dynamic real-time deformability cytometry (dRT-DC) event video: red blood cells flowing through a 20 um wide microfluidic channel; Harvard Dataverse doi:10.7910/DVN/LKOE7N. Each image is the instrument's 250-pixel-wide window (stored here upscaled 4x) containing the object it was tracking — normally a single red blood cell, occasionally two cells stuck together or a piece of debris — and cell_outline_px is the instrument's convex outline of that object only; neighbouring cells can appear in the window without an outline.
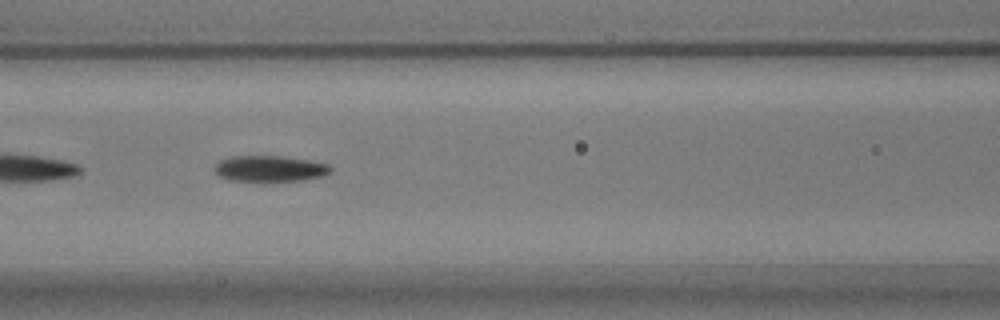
{"species": "common noctule bat (a hibernating species)", "species_latin": "Nyctalus noctula", "temperature_condition": "warm", "stored_images_in_passage": 56, "segment_of_instrument_passage": [2, 2], "camera_frame_rate_fps": 3000, "um_per_image_px": 0.085, "animal": {"sex": "male", "body_mass_g": 17.9}, "frame": {"image": 1, "passage_image": 24, "time_ms": 7.667, "image_size_px": [1000, 320], "cell_outline_px": [[332, 172], [324, 176], [300, 180], [228, 180], [220, 176], [212, 168], [220, 160], [232, 156], [280, 156], [308, 160], [328, 164], [332, 168]], "centroid_in_image_um": [22.94, 14.32], "position_along_channel_um": 143.7, "area_um2": 17.34}}
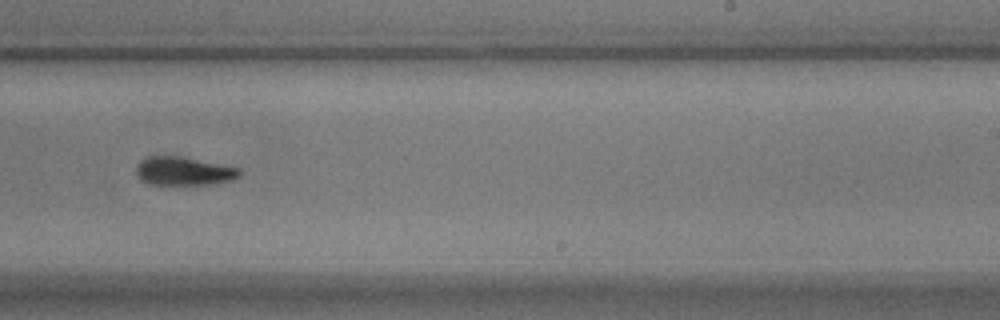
{"frame": {"image": 2, "passage_image": 35, "time_ms": 11.333, "image_size_px": [1000, 320], "cell_outline_px": [[240, 176], [236, 180], [208, 184], [148, 184], [136, 172], [136, 164], [140, 160], [148, 156], [180, 156], [240, 168]], "centroid_in_image_um": [15.64, 14.54], "position_along_channel_um": 273.4, "area_um2": 17.05}}
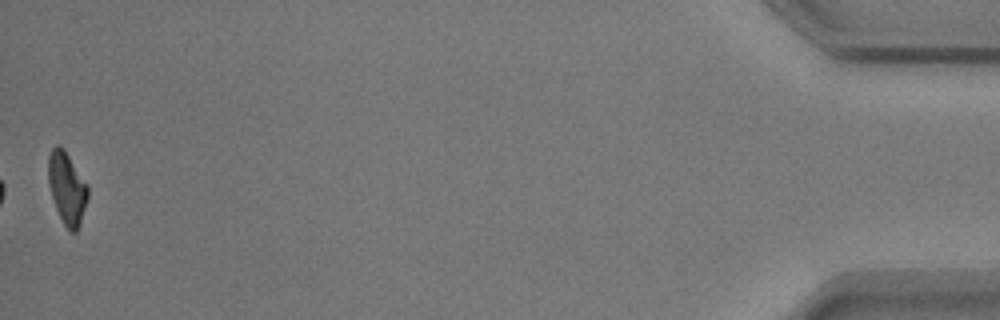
{"frame": {"image": 3, "passage_image": 56, "time_ms": 18.333, "image_size_px": [1000, 320], "cell_outline_px": [[88, 196], [80, 224], [76, 232], [68, 232], [56, 208], [52, 196], [48, 180], [48, 156], [52, 148], [56, 144], [60, 144], [64, 148], [88, 184]], "centroid_in_image_um": [5.7, 15.96], "position_along_channel_um": 429.5, "area_um2": 16.7}}